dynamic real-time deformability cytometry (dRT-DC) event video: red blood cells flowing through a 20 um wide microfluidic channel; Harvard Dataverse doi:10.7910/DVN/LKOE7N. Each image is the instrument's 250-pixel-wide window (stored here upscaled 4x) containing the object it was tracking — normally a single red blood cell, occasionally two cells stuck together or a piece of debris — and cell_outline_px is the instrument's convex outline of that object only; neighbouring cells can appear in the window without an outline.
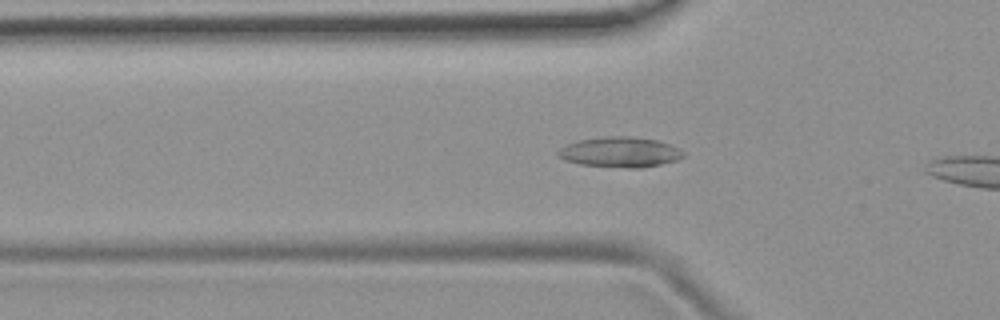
{"species": "common noctule bat (a hibernating species)", "species_latin": "Nyctalus noctula", "temperature_condition": "room temperature", "stored_images_in_passage": 9, "camera_frame_rate_fps": 3000, "um_per_image_px": 0.085, "animal": {"sex": "female", "body_mass_g": 19.9}, "frame": {"image": 1, "passage_image": 7, "time_ms": 2.0, "image_size_px": [1000, 320], "cell_outline_px": [[684, 156], [676, 160], [660, 164], [640, 168], [628, 168], [580, 164], [564, 160], [556, 156], [556, 152], [560, 148], [568, 144], [580, 140], [604, 136], [628, 136], [656, 140], [680, 148], [684, 152]], "centroid_in_image_um": [52.68, 12.93], "position_along_channel_um": 73.1, "area_um2": 22.02}}